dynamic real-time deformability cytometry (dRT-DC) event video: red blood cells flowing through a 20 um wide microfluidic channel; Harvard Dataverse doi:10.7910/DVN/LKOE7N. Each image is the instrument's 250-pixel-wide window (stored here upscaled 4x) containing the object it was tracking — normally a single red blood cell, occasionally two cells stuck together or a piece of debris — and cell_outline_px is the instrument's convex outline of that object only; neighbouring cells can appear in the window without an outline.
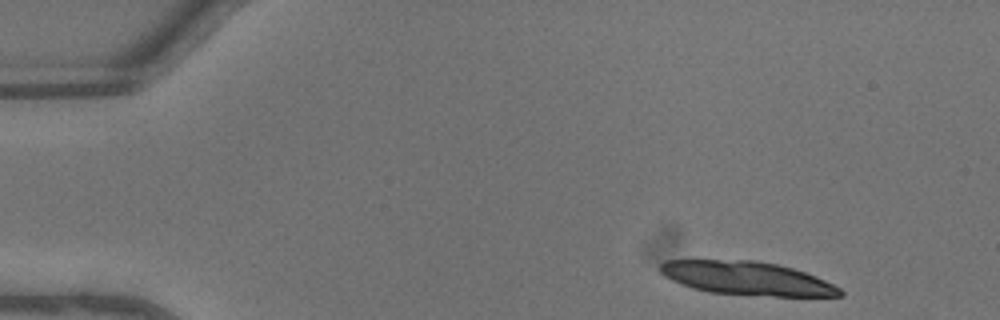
{"species": "common noctule bat (a hibernating species)", "species_latin": "Nyctalus noctula", "temperature_condition": "warm", "stored_images_in_passage": 14, "camera_frame_rate_fps": 3000, "um_per_image_px": 0.085, "animal": {"sex": "male", "body_mass_g": 13.3}, "frame": {"image": 1, "passage_image": 2, "time_ms": 0.333, "image_size_px": [1000, 320], "cell_outline_px": [[844, 296], [772, 296], [708, 292], [692, 288], [680, 284], [664, 276], [660, 272], [660, 264], [664, 260], [756, 260], [776, 264], [792, 268], [804, 272], [824, 280], [840, 288], [844, 292]], "centroid_in_image_um": [63.46, 23.65], "position_along_channel_um": 21.5, "area_um2": 35.03}}
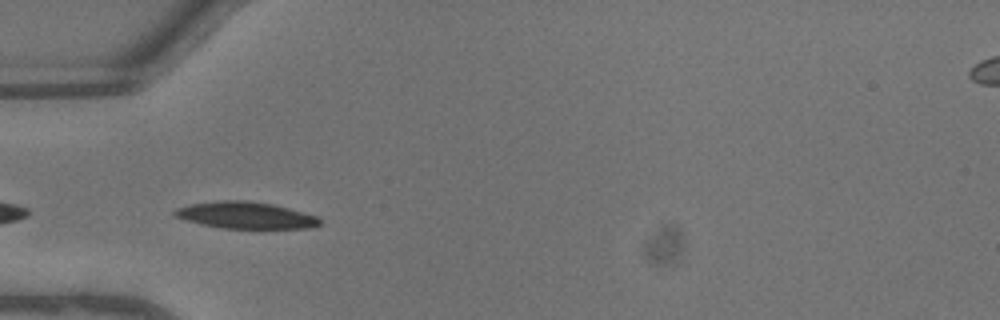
{"frame": {"image": 2, "passage_image": 12, "time_ms": 3.667, "image_size_px": [1000, 320], "cell_outline_px": [[320, 224], [308, 228], [220, 228], [200, 224], [176, 216], [172, 212], [176, 208], [188, 204], [224, 200], [244, 200], [272, 204], [320, 216]], "centroid_in_image_um": [20.88, 18.29], "position_along_channel_um": 64.1, "area_um2": 22.48}}